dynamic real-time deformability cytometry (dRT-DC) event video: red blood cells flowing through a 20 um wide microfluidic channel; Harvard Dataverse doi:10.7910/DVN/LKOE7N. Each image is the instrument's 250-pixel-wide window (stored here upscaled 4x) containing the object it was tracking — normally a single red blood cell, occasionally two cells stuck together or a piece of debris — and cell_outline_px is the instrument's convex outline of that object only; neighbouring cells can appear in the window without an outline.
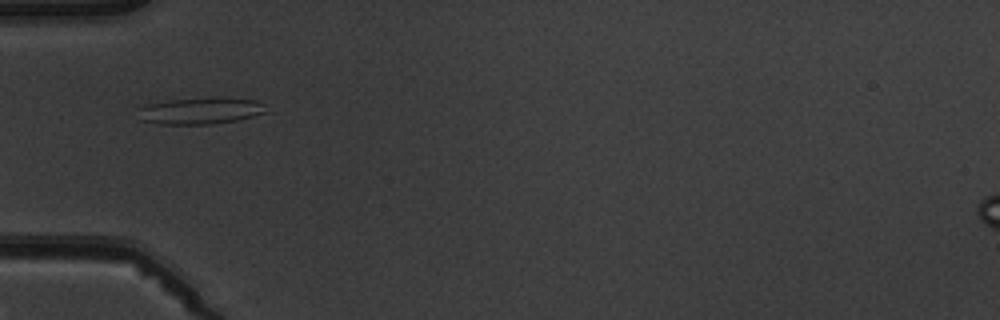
{"species": "common noctule bat (a hibernating species)", "species_latin": "Nyctalus noctula", "temperature_condition": "warm", "stored_images_in_passage": 1, "camera_frame_rate_fps": 3000, "um_per_image_px": 0.085, "animal": {"sex": "male", "body_mass_g": 19.5, "forearm_length_mm": 54.6}, "frame": {"image": 1, "passage_image": 1, "time_ms": 0.0, "image_size_px": [1000, 320], "cell_outline_px": [[268, 112], [236, 120], [212, 124], [160, 124], [136, 120], [136, 108], [148, 104], [168, 100], [220, 96], [256, 100], [264, 104]], "centroid_in_image_um": [16.98, 9.4], "position_along_channel_um": 68.0, "area_um2": 20.46}}